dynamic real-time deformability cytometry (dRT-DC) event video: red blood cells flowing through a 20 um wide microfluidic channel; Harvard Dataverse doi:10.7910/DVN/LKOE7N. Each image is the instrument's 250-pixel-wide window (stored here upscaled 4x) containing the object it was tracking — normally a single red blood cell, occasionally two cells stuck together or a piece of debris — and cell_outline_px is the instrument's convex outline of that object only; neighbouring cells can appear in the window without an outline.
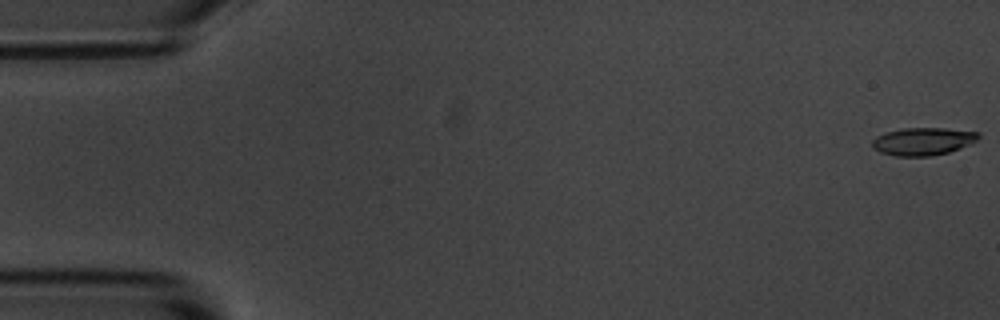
{"species": "common noctule bat (a hibernating species)", "species_latin": "Nyctalus noctula", "temperature_condition": "room temperature", "stored_images_in_passage": 55, "camera_frame_rate_fps": 3000, "um_per_image_px": 0.085, "animal": {"sex": "male", "body_mass_g": 20.1, "forearm_length_mm": 53.5}, "frame": {"image": 1, "passage_image": 1, "time_ms": 0.0, "image_size_px": [1000, 320], "cell_outline_px": [[980, 136], [972, 144], [948, 152], [932, 156], [896, 156], [880, 152], [872, 148], [872, 140], [876, 136], [884, 132], [904, 128], [944, 128], [980, 132]], "centroid_in_image_um": [78.44, 12.01], "position_along_channel_um": 6.6, "area_um2": 17.28}}
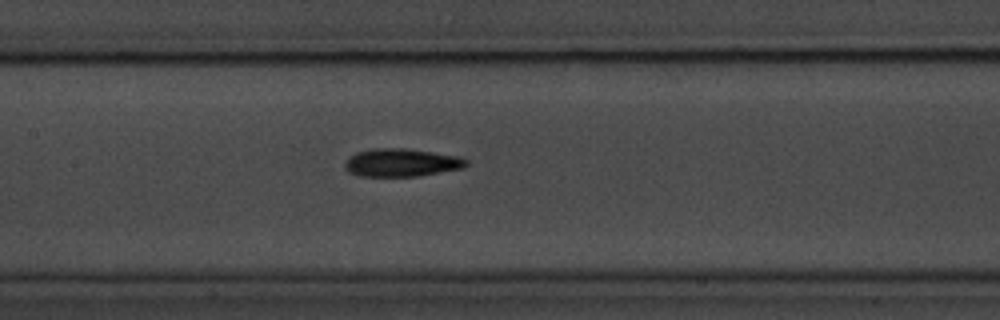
{"frame": {"image": 2, "passage_image": 26, "time_ms": 8.333, "image_size_px": [1000, 320], "cell_outline_px": [[468, 164], [464, 168], [416, 176], [360, 176], [348, 172], [344, 168], [344, 164], [348, 156], [356, 152], [372, 148], [404, 148], [460, 156], [468, 160]], "centroid_in_image_um": [34.1, 13.81], "position_along_channel_um": 173.3, "area_um2": 19.94}}
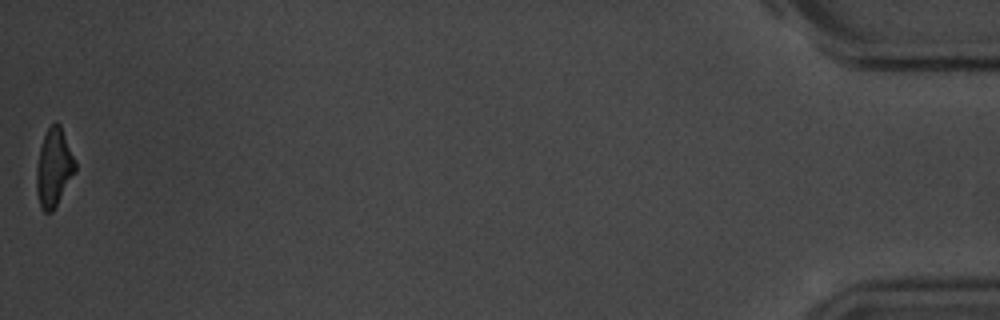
{"frame": {"image": 3, "passage_image": 55, "time_ms": 18.0, "image_size_px": [1000, 320], "cell_outline_px": [[76, 172], [52, 212], [44, 212], [40, 208], [36, 192], [36, 168], [40, 148], [44, 136], [48, 128], [56, 120], [60, 124], [76, 160]], "centroid_in_image_um": [4.58, 14.26], "position_along_channel_um": 430.6, "area_um2": 17.8}, "authors_computed_cell_mechanics": {"area_um2": 18.5538, "velocity_mm_per_s": 3.6825, "shape_relaxation_time_tau1_ms": 3.2792, "shape_relaxation_time_tau2_ms": 4.7875, "deformation_change_tau1": 0.1373, "deformation_change_tau2": 0.1488}}